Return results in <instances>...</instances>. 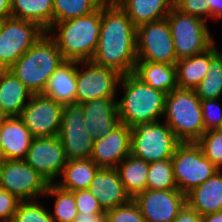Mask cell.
Here are the masks:
<instances>
[{
	"label": "cell",
	"instance_id": "36",
	"mask_svg": "<svg viewBox=\"0 0 222 222\" xmlns=\"http://www.w3.org/2000/svg\"><path fill=\"white\" fill-rule=\"evenodd\" d=\"M107 222H146L137 203L130 199L127 203L105 211Z\"/></svg>",
	"mask_w": 222,
	"mask_h": 222
},
{
	"label": "cell",
	"instance_id": "38",
	"mask_svg": "<svg viewBox=\"0 0 222 222\" xmlns=\"http://www.w3.org/2000/svg\"><path fill=\"white\" fill-rule=\"evenodd\" d=\"M77 211L84 214H105L98 200L88 189L73 191Z\"/></svg>",
	"mask_w": 222,
	"mask_h": 222
},
{
	"label": "cell",
	"instance_id": "31",
	"mask_svg": "<svg viewBox=\"0 0 222 222\" xmlns=\"http://www.w3.org/2000/svg\"><path fill=\"white\" fill-rule=\"evenodd\" d=\"M45 195L55 197L51 218L54 222H74L78 211L71 191L61 189L55 183H49Z\"/></svg>",
	"mask_w": 222,
	"mask_h": 222
},
{
	"label": "cell",
	"instance_id": "2",
	"mask_svg": "<svg viewBox=\"0 0 222 222\" xmlns=\"http://www.w3.org/2000/svg\"><path fill=\"white\" fill-rule=\"evenodd\" d=\"M101 30V7L93 13L56 22L46 31L65 61H91ZM52 33V34H51Z\"/></svg>",
	"mask_w": 222,
	"mask_h": 222
},
{
	"label": "cell",
	"instance_id": "18",
	"mask_svg": "<svg viewBox=\"0 0 222 222\" xmlns=\"http://www.w3.org/2000/svg\"><path fill=\"white\" fill-rule=\"evenodd\" d=\"M115 98L101 97L82 103L85 127L94 140L106 136L120 123Z\"/></svg>",
	"mask_w": 222,
	"mask_h": 222
},
{
	"label": "cell",
	"instance_id": "1",
	"mask_svg": "<svg viewBox=\"0 0 222 222\" xmlns=\"http://www.w3.org/2000/svg\"><path fill=\"white\" fill-rule=\"evenodd\" d=\"M137 28L114 0L101 6V30L91 61L120 74L133 73L137 60Z\"/></svg>",
	"mask_w": 222,
	"mask_h": 222
},
{
	"label": "cell",
	"instance_id": "32",
	"mask_svg": "<svg viewBox=\"0 0 222 222\" xmlns=\"http://www.w3.org/2000/svg\"><path fill=\"white\" fill-rule=\"evenodd\" d=\"M194 90L201 100L222 97V63L217 54L210 59L206 76Z\"/></svg>",
	"mask_w": 222,
	"mask_h": 222
},
{
	"label": "cell",
	"instance_id": "3",
	"mask_svg": "<svg viewBox=\"0 0 222 222\" xmlns=\"http://www.w3.org/2000/svg\"><path fill=\"white\" fill-rule=\"evenodd\" d=\"M119 85L124 90L123 97L117 101L120 123L132 128L137 123L163 117L166 93L144 83L134 73L122 75Z\"/></svg>",
	"mask_w": 222,
	"mask_h": 222
},
{
	"label": "cell",
	"instance_id": "4",
	"mask_svg": "<svg viewBox=\"0 0 222 222\" xmlns=\"http://www.w3.org/2000/svg\"><path fill=\"white\" fill-rule=\"evenodd\" d=\"M65 59L46 32L10 68L32 94H43L49 78Z\"/></svg>",
	"mask_w": 222,
	"mask_h": 222
},
{
	"label": "cell",
	"instance_id": "48",
	"mask_svg": "<svg viewBox=\"0 0 222 222\" xmlns=\"http://www.w3.org/2000/svg\"><path fill=\"white\" fill-rule=\"evenodd\" d=\"M216 54L220 57L222 63V51L216 47Z\"/></svg>",
	"mask_w": 222,
	"mask_h": 222
},
{
	"label": "cell",
	"instance_id": "37",
	"mask_svg": "<svg viewBox=\"0 0 222 222\" xmlns=\"http://www.w3.org/2000/svg\"><path fill=\"white\" fill-rule=\"evenodd\" d=\"M219 99L201 100L205 131L222 129V108Z\"/></svg>",
	"mask_w": 222,
	"mask_h": 222
},
{
	"label": "cell",
	"instance_id": "23",
	"mask_svg": "<svg viewBox=\"0 0 222 222\" xmlns=\"http://www.w3.org/2000/svg\"><path fill=\"white\" fill-rule=\"evenodd\" d=\"M32 93L10 70H0V109L7 117L20 116Z\"/></svg>",
	"mask_w": 222,
	"mask_h": 222
},
{
	"label": "cell",
	"instance_id": "46",
	"mask_svg": "<svg viewBox=\"0 0 222 222\" xmlns=\"http://www.w3.org/2000/svg\"><path fill=\"white\" fill-rule=\"evenodd\" d=\"M6 117L7 116L0 109V125L3 123V121L6 119Z\"/></svg>",
	"mask_w": 222,
	"mask_h": 222
},
{
	"label": "cell",
	"instance_id": "9",
	"mask_svg": "<svg viewBox=\"0 0 222 222\" xmlns=\"http://www.w3.org/2000/svg\"><path fill=\"white\" fill-rule=\"evenodd\" d=\"M45 33L46 30L32 21L14 17L1 20L0 70L10 69Z\"/></svg>",
	"mask_w": 222,
	"mask_h": 222
},
{
	"label": "cell",
	"instance_id": "30",
	"mask_svg": "<svg viewBox=\"0 0 222 222\" xmlns=\"http://www.w3.org/2000/svg\"><path fill=\"white\" fill-rule=\"evenodd\" d=\"M105 2L106 0H53V24L89 15Z\"/></svg>",
	"mask_w": 222,
	"mask_h": 222
},
{
	"label": "cell",
	"instance_id": "20",
	"mask_svg": "<svg viewBox=\"0 0 222 222\" xmlns=\"http://www.w3.org/2000/svg\"><path fill=\"white\" fill-rule=\"evenodd\" d=\"M33 138L19 116L6 117L0 125V148L5 160H25Z\"/></svg>",
	"mask_w": 222,
	"mask_h": 222
},
{
	"label": "cell",
	"instance_id": "41",
	"mask_svg": "<svg viewBox=\"0 0 222 222\" xmlns=\"http://www.w3.org/2000/svg\"><path fill=\"white\" fill-rule=\"evenodd\" d=\"M172 222H201V215L186 203Z\"/></svg>",
	"mask_w": 222,
	"mask_h": 222
},
{
	"label": "cell",
	"instance_id": "34",
	"mask_svg": "<svg viewBox=\"0 0 222 222\" xmlns=\"http://www.w3.org/2000/svg\"><path fill=\"white\" fill-rule=\"evenodd\" d=\"M12 222H54L50 211L36 200L20 201Z\"/></svg>",
	"mask_w": 222,
	"mask_h": 222
},
{
	"label": "cell",
	"instance_id": "33",
	"mask_svg": "<svg viewBox=\"0 0 222 222\" xmlns=\"http://www.w3.org/2000/svg\"><path fill=\"white\" fill-rule=\"evenodd\" d=\"M147 189L152 190H174L177 184L174 179L173 165L171 159L160 160L149 163L147 176Z\"/></svg>",
	"mask_w": 222,
	"mask_h": 222
},
{
	"label": "cell",
	"instance_id": "42",
	"mask_svg": "<svg viewBox=\"0 0 222 222\" xmlns=\"http://www.w3.org/2000/svg\"><path fill=\"white\" fill-rule=\"evenodd\" d=\"M74 222H107L105 214H84L78 212Z\"/></svg>",
	"mask_w": 222,
	"mask_h": 222
},
{
	"label": "cell",
	"instance_id": "27",
	"mask_svg": "<svg viewBox=\"0 0 222 222\" xmlns=\"http://www.w3.org/2000/svg\"><path fill=\"white\" fill-rule=\"evenodd\" d=\"M99 168L91 158L67 160L60 176L62 180L55 184L71 192L88 189Z\"/></svg>",
	"mask_w": 222,
	"mask_h": 222
},
{
	"label": "cell",
	"instance_id": "28",
	"mask_svg": "<svg viewBox=\"0 0 222 222\" xmlns=\"http://www.w3.org/2000/svg\"><path fill=\"white\" fill-rule=\"evenodd\" d=\"M126 193L133 199L147 189L149 163L130 154L117 168Z\"/></svg>",
	"mask_w": 222,
	"mask_h": 222
},
{
	"label": "cell",
	"instance_id": "6",
	"mask_svg": "<svg viewBox=\"0 0 222 222\" xmlns=\"http://www.w3.org/2000/svg\"><path fill=\"white\" fill-rule=\"evenodd\" d=\"M180 141L159 121L140 122L131 128L130 154L148 163L171 159Z\"/></svg>",
	"mask_w": 222,
	"mask_h": 222
},
{
	"label": "cell",
	"instance_id": "22",
	"mask_svg": "<svg viewBox=\"0 0 222 222\" xmlns=\"http://www.w3.org/2000/svg\"><path fill=\"white\" fill-rule=\"evenodd\" d=\"M77 62H63L51 75L43 95L65 105L76 103Z\"/></svg>",
	"mask_w": 222,
	"mask_h": 222
},
{
	"label": "cell",
	"instance_id": "5",
	"mask_svg": "<svg viewBox=\"0 0 222 222\" xmlns=\"http://www.w3.org/2000/svg\"><path fill=\"white\" fill-rule=\"evenodd\" d=\"M163 117L180 142H197L205 132L201 99L193 89L169 92Z\"/></svg>",
	"mask_w": 222,
	"mask_h": 222
},
{
	"label": "cell",
	"instance_id": "47",
	"mask_svg": "<svg viewBox=\"0 0 222 222\" xmlns=\"http://www.w3.org/2000/svg\"><path fill=\"white\" fill-rule=\"evenodd\" d=\"M4 161H5V158H4L2 150L0 148V166L4 163Z\"/></svg>",
	"mask_w": 222,
	"mask_h": 222
},
{
	"label": "cell",
	"instance_id": "21",
	"mask_svg": "<svg viewBox=\"0 0 222 222\" xmlns=\"http://www.w3.org/2000/svg\"><path fill=\"white\" fill-rule=\"evenodd\" d=\"M186 203L201 216L222 211V171L188 192Z\"/></svg>",
	"mask_w": 222,
	"mask_h": 222
},
{
	"label": "cell",
	"instance_id": "11",
	"mask_svg": "<svg viewBox=\"0 0 222 222\" xmlns=\"http://www.w3.org/2000/svg\"><path fill=\"white\" fill-rule=\"evenodd\" d=\"M48 184L25 160H5L0 166V188L19 201L37 200L40 195L45 198Z\"/></svg>",
	"mask_w": 222,
	"mask_h": 222
},
{
	"label": "cell",
	"instance_id": "7",
	"mask_svg": "<svg viewBox=\"0 0 222 222\" xmlns=\"http://www.w3.org/2000/svg\"><path fill=\"white\" fill-rule=\"evenodd\" d=\"M171 30L177 59L204 53L214 44L207 22L172 7L166 17Z\"/></svg>",
	"mask_w": 222,
	"mask_h": 222
},
{
	"label": "cell",
	"instance_id": "35",
	"mask_svg": "<svg viewBox=\"0 0 222 222\" xmlns=\"http://www.w3.org/2000/svg\"><path fill=\"white\" fill-rule=\"evenodd\" d=\"M197 143L205 157L220 170L222 168V129L205 131Z\"/></svg>",
	"mask_w": 222,
	"mask_h": 222
},
{
	"label": "cell",
	"instance_id": "43",
	"mask_svg": "<svg viewBox=\"0 0 222 222\" xmlns=\"http://www.w3.org/2000/svg\"><path fill=\"white\" fill-rule=\"evenodd\" d=\"M211 18L219 20L222 18V0H207Z\"/></svg>",
	"mask_w": 222,
	"mask_h": 222
},
{
	"label": "cell",
	"instance_id": "44",
	"mask_svg": "<svg viewBox=\"0 0 222 222\" xmlns=\"http://www.w3.org/2000/svg\"><path fill=\"white\" fill-rule=\"evenodd\" d=\"M11 17V0H0V21Z\"/></svg>",
	"mask_w": 222,
	"mask_h": 222
},
{
	"label": "cell",
	"instance_id": "13",
	"mask_svg": "<svg viewBox=\"0 0 222 222\" xmlns=\"http://www.w3.org/2000/svg\"><path fill=\"white\" fill-rule=\"evenodd\" d=\"M85 124L82 104L72 103L64 106L58 136L64 146L67 160L91 158L94 139Z\"/></svg>",
	"mask_w": 222,
	"mask_h": 222
},
{
	"label": "cell",
	"instance_id": "17",
	"mask_svg": "<svg viewBox=\"0 0 222 222\" xmlns=\"http://www.w3.org/2000/svg\"><path fill=\"white\" fill-rule=\"evenodd\" d=\"M130 151L131 128L119 123L106 136L94 140L91 159L100 168H117Z\"/></svg>",
	"mask_w": 222,
	"mask_h": 222
},
{
	"label": "cell",
	"instance_id": "14",
	"mask_svg": "<svg viewBox=\"0 0 222 222\" xmlns=\"http://www.w3.org/2000/svg\"><path fill=\"white\" fill-rule=\"evenodd\" d=\"M64 106L43 94H32L19 116L34 138L55 137L61 129Z\"/></svg>",
	"mask_w": 222,
	"mask_h": 222
},
{
	"label": "cell",
	"instance_id": "10",
	"mask_svg": "<svg viewBox=\"0 0 222 222\" xmlns=\"http://www.w3.org/2000/svg\"><path fill=\"white\" fill-rule=\"evenodd\" d=\"M137 60L176 65L175 47L167 18L137 27Z\"/></svg>",
	"mask_w": 222,
	"mask_h": 222
},
{
	"label": "cell",
	"instance_id": "29",
	"mask_svg": "<svg viewBox=\"0 0 222 222\" xmlns=\"http://www.w3.org/2000/svg\"><path fill=\"white\" fill-rule=\"evenodd\" d=\"M11 17L35 22L47 31L53 24V0H11Z\"/></svg>",
	"mask_w": 222,
	"mask_h": 222
},
{
	"label": "cell",
	"instance_id": "25",
	"mask_svg": "<svg viewBox=\"0 0 222 222\" xmlns=\"http://www.w3.org/2000/svg\"><path fill=\"white\" fill-rule=\"evenodd\" d=\"M215 42L204 53L178 59L176 62L178 88L194 90L204 79L210 59L216 54Z\"/></svg>",
	"mask_w": 222,
	"mask_h": 222
},
{
	"label": "cell",
	"instance_id": "40",
	"mask_svg": "<svg viewBox=\"0 0 222 222\" xmlns=\"http://www.w3.org/2000/svg\"><path fill=\"white\" fill-rule=\"evenodd\" d=\"M19 202L14 195L0 188V222H12Z\"/></svg>",
	"mask_w": 222,
	"mask_h": 222
},
{
	"label": "cell",
	"instance_id": "12",
	"mask_svg": "<svg viewBox=\"0 0 222 222\" xmlns=\"http://www.w3.org/2000/svg\"><path fill=\"white\" fill-rule=\"evenodd\" d=\"M79 65H81V68ZM122 74L92 61L77 62L76 103L82 104L101 97H118Z\"/></svg>",
	"mask_w": 222,
	"mask_h": 222
},
{
	"label": "cell",
	"instance_id": "16",
	"mask_svg": "<svg viewBox=\"0 0 222 222\" xmlns=\"http://www.w3.org/2000/svg\"><path fill=\"white\" fill-rule=\"evenodd\" d=\"M133 200L146 222H172L186 204V195L178 189H146Z\"/></svg>",
	"mask_w": 222,
	"mask_h": 222
},
{
	"label": "cell",
	"instance_id": "8",
	"mask_svg": "<svg viewBox=\"0 0 222 222\" xmlns=\"http://www.w3.org/2000/svg\"><path fill=\"white\" fill-rule=\"evenodd\" d=\"M171 161L177 189L185 195L219 171L197 142H180Z\"/></svg>",
	"mask_w": 222,
	"mask_h": 222
},
{
	"label": "cell",
	"instance_id": "19",
	"mask_svg": "<svg viewBox=\"0 0 222 222\" xmlns=\"http://www.w3.org/2000/svg\"><path fill=\"white\" fill-rule=\"evenodd\" d=\"M88 190L104 211L123 205L131 199L116 168H99Z\"/></svg>",
	"mask_w": 222,
	"mask_h": 222
},
{
	"label": "cell",
	"instance_id": "15",
	"mask_svg": "<svg viewBox=\"0 0 222 222\" xmlns=\"http://www.w3.org/2000/svg\"><path fill=\"white\" fill-rule=\"evenodd\" d=\"M25 161L49 183H55L67 163L59 136L33 138Z\"/></svg>",
	"mask_w": 222,
	"mask_h": 222
},
{
	"label": "cell",
	"instance_id": "39",
	"mask_svg": "<svg viewBox=\"0 0 222 222\" xmlns=\"http://www.w3.org/2000/svg\"><path fill=\"white\" fill-rule=\"evenodd\" d=\"M174 6L181 12L203 19H211L207 0H174Z\"/></svg>",
	"mask_w": 222,
	"mask_h": 222
},
{
	"label": "cell",
	"instance_id": "26",
	"mask_svg": "<svg viewBox=\"0 0 222 222\" xmlns=\"http://www.w3.org/2000/svg\"><path fill=\"white\" fill-rule=\"evenodd\" d=\"M133 73L144 83L166 94L178 88L176 65L137 61Z\"/></svg>",
	"mask_w": 222,
	"mask_h": 222
},
{
	"label": "cell",
	"instance_id": "24",
	"mask_svg": "<svg viewBox=\"0 0 222 222\" xmlns=\"http://www.w3.org/2000/svg\"><path fill=\"white\" fill-rule=\"evenodd\" d=\"M137 28L148 22L165 19L174 0H114Z\"/></svg>",
	"mask_w": 222,
	"mask_h": 222
},
{
	"label": "cell",
	"instance_id": "45",
	"mask_svg": "<svg viewBox=\"0 0 222 222\" xmlns=\"http://www.w3.org/2000/svg\"><path fill=\"white\" fill-rule=\"evenodd\" d=\"M201 222H222V211L201 216Z\"/></svg>",
	"mask_w": 222,
	"mask_h": 222
}]
</instances>
